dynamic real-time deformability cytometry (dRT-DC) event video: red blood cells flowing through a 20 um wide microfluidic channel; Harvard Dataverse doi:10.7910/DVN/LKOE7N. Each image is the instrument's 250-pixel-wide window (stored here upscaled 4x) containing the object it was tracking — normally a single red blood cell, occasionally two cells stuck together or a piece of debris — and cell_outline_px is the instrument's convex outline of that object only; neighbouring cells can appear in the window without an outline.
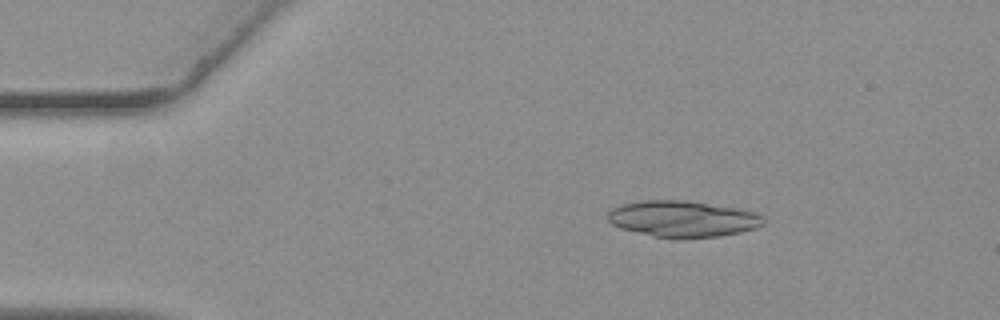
{"species": "common noctule bat (a hibernating species)", "species_latin": "Nyctalus noctula", "temperature_condition": "warm", "stored_images_in_passage": 47, "camera_frame_rate_fps": 3000, "um_per_image_px": 0.085, "animal": {"sex": "female", "body_mass_g": 19.3, "forearm_length_mm": 54.1}, "frame": {"image": 1, "passage_image": 1, "time_ms": 0.0, "image_size_px": [1000, 320], "cell_outline_px": [[764, 224], [756, 228], [740, 232], [720, 236], [680, 240], [656, 236], [620, 228], [612, 224], [608, 220], [608, 212], [612, 208], [624, 204], [644, 200], [684, 200], [756, 212], [764, 216]], "centroid_in_image_um": [58.04, 18.62], "position_along_channel_um": 27.0, "area_um2": 32.89}}
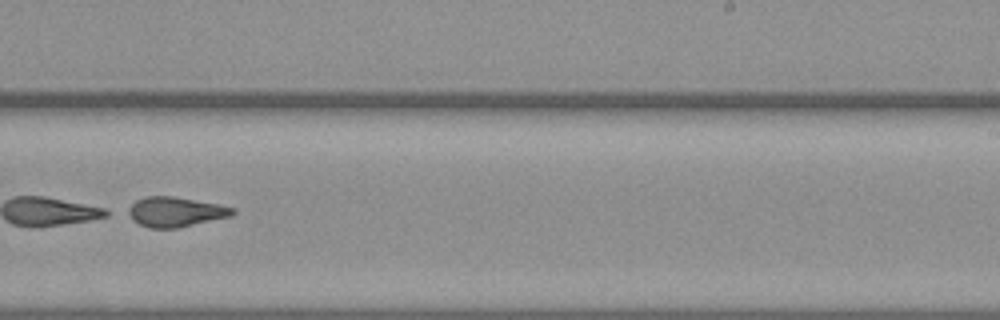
{"frame": {"image": 2, "passage_image": 27, "time_ms": 8.667, "image_size_px": [1000, 320], "cell_outline_px": [[236, 212], [232, 216], [180, 228], [148, 228], [132, 220], [124, 212], [136, 200], [148, 196], [172, 196], [220, 204], [236, 208]], "centroid_in_image_um": [14.92, 18.02], "position_along_channel_um": 274.1, "area_um2": 18.5}}